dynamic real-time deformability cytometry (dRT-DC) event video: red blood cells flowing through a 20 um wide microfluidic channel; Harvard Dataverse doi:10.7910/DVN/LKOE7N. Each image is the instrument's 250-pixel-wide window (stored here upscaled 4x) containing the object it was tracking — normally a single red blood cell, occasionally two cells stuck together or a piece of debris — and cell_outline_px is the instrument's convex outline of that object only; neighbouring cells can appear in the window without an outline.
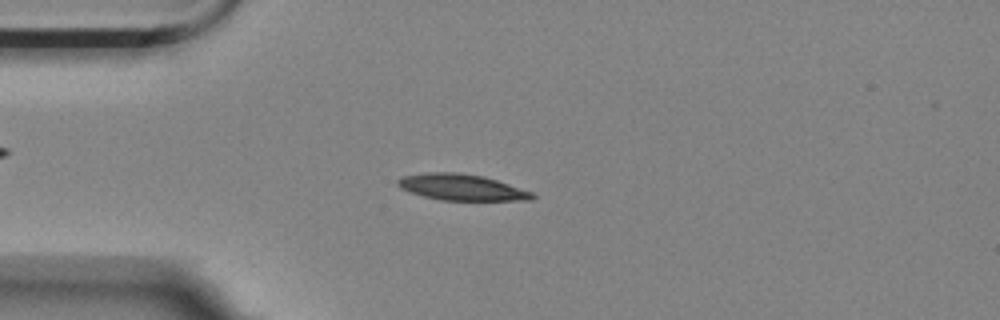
{"species": "Egyptian fruit bat (a non-hibernating species)", "species_latin": "Rousettus aegyptiacus", "temperature_condition": "room temperature", "stored_images_in_passage": 55, "camera_frame_rate_fps": 3000, "um_per_image_px": 0.085, "animal": {"sex": "female"}, "frame": {"image": 1, "passage_image": 13, "time_ms": 4.0, "image_size_px": [1000, 320], "cell_outline_px": [[536, 196], [532, 200], [440, 200], [408, 192], [400, 188], [396, 184], [396, 180], [400, 176], [424, 172], [456, 172], [484, 176], [532, 192]], "centroid_in_image_um": [39.16, 15.91], "position_along_channel_um": 45.8, "area_um2": 20.63}}
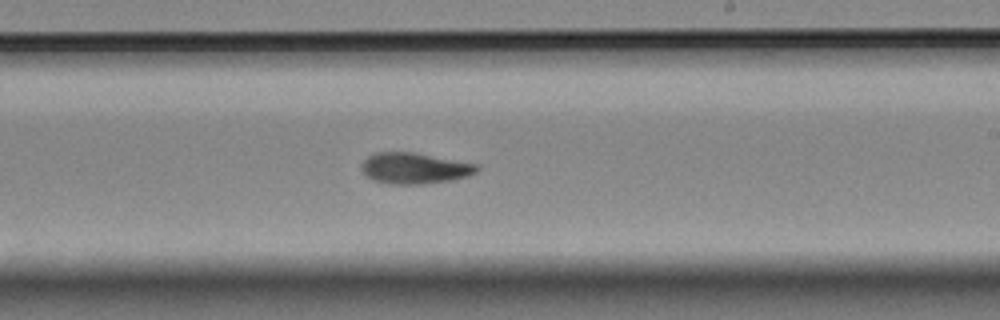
{"frame": {"image": 2, "passage_image": 32, "time_ms": 10.333, "image_size_px": [1000, 320], "cell_outline_px": [[480, 168], [476, 172], [468, 176], [452, 180], [424, 184], [388, 184], [372, 180], [360, 168], [360, 164], [368, 156], [376, 152], [412, 152], [480, 164]], "centroid_in_image_um": [35.25, 14.3], "position_along_channel_um": 253.8, "area_um2": 21.04}}
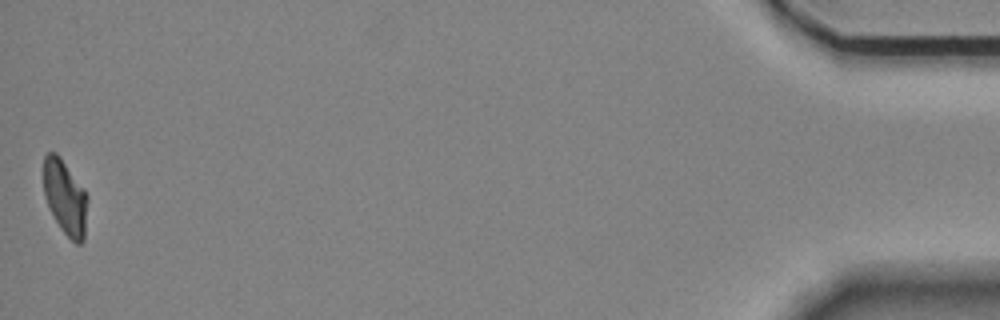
{"frame": {"image": 3, "passage_image": 55, "time_ms": 18.0, "image_size_px": [1000, 320], "cell_outline_px": [[88, 200], [84, 240], [80, 244], [76, 244], [60, 228], [48, 208], [44, 192], [44, 156], [48, 152], [56, 152], [60, 156], [84, 188], [88, 196]], "centroid_in_image_um": [5.55, 16.78], "position_along_channel_um": 429.7, "area_um2": 19.31}, "authors_computed_cell_mechanics": {"area_um2": 20.23, "velocity_mm_per_s": 3.5155, "shape_relaxation_time_tau1_ms": 9.1486, "shape_relaxation_time_tau2_ms": 3.9102, "deformation_change_tau1": 0.2236, "deformation_change_tau2": 0.0861}}